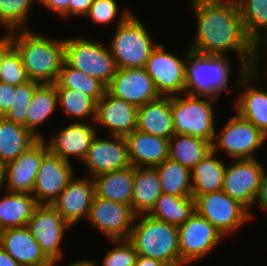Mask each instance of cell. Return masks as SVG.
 I'll use <instances>...</instances> for the list:
<instances>
[{
	"mask_svg": "<svg viewBox=\"0 0 267 266\" xmlns=\"http://www.w3.org/2000/svg\"><path fill=\"white\" fill-rule=\"evenodd\" d=\"M197 23L190 50L201 54L226 56L235 52L240 66L250 69L254 42L246 35L237 1H196L190 3Z\"/></svg>",
	"mask_w": 267,
	"mask_h": 266,
	"instance_id": "cell-1",
	"label": "cell"
},
{
	"mask_svg": "<svg viewBox=\"0 0 267 266\" xmlns=\"http://www.w3.org/2000/svg\"><path fill=\"white\" fill-rule=\"evenodd\" d=\"M12 41L29 80L56 83L64 61V39L44 37L25 29L12 31Z\"/></svg>",
	"mask_w": 267,
	"mask_h": 266,
	"instance_id": "cell-2",
	"label": "cell"
},
{
	"mask_svg": "<svg viewBox=\"0 0 267 266\" xmlns=\"http://www.w3.org/2000/svg\"><path fill=\"white\" fill-rule=\"evenodd\" d=\"M134 222L128 240L138 255L159 260L168 266H181L178 226L148 214L137 215Z\"/></svg>",
	"mask_w": 267,
	"mask_h": 266,
	"instance_id": "cell-3",
	"label": "cell"
},
{
	"mask_svg": "<svg viewBox=\"0 0 267 266\" xmlns=\"http://www.w3.org/2000/svg\"><path fill=\"white\" fill-rule=\"evenodd\" d=\"M123 12V13H122ZM115 28L111 42L107 43L118 69L145 68L151 51L157 46L145 25L125 9Z\"/></svg>",
	"mask_w": 267,
	"mask_h": 266,
	"instance_id": "cell-4",
	"label": "cell"
},
{
	"mask_svg": "<svg viewBox=\"0 0 267 266\" xmlns=\"http://www.w3.org/2000/svg\"><path fill=\"white\" fill-rule=\"evenodd\" d=\"M190 50L186 58L185 93L219 99L228 92L231 59Z\"/></svg>",
	"mask_w": 267,
	"mask_h": 266,
	"instance_id": "cell-5",
	"label": "cell"
},
{
	"mask_svg": "<svg viewBox=\"0 0 267 266\" xmlns=\"http://www.w3.org/2000/svg\"><path fill=\"white\" fill-rule=\"evenodd\" d=\"M209 96H171V110L175 134L191 135L213 143L216 125L214 102Z\"/></svg>",
	"mask_w": 267,
	"mask_h": 266,
	"instance_id": "cell-6",
	"label": "cell"
},
{
	"mask_svg": "<svg viewBox=\"0 0 267 266\" xmlns=\"http://www.w3.org/2000/svg\"><path fill=\"white\" fill-rule=\"evenodd\" d=\"M106 45H100L85 37L64 38V61L86 75L99 79L107 86L118 68L108 44Z\"/></svg>",
	"mask_w": 267,
	"mask_h": 266,
	"instance_id": "cell-7",
	"label": "cell"
},
{
	"mask_svg": "<svg viewBox=\"0 0 267 266\" xmlns=\"http://www.w3.org/2000/svg\"><path fill=\"white\" fill-rule=\"evenodd\" d=\"M263 51L264 49L262 51L261 49L253 50L252 63L249 70L244 66L239 68V78H237L239 81L235 86L241 91L237 96L238 99L235 100L234 111L250 121L267 136V91L264 90V87L255 86L261 80L259 66ZM252 83H254V86Z\"/></svg>",
	"mask_w": 267,
	"mask_h": 266,
	"instance_id": "cell-8",
	"label": "cell"
},
{
	"mask_svg": "<svg viewBox=\"0 0 267 266\" xmlns=\"http://www.w3.org/2000/svg\"><path fill=\"white\" fill-rule=\"evenodd\" d=\"M266 140L267 136L261 130L236 112L220 132L216 129L212 150L216 153L221 149L231 160L254 159L257 157L255 151Z\"/></svg>",
	"mask_w": 267,
	"mask_h": 266,
	"instance_id": "cell-9",
	"label": "cell"
},
{
	"mask_svg": "<svg viewBox=\"0 0 267 266\" xmlns=\"http://www.w3.org/2000/svg\"><path fill=\"white\" fill-rule=\"evenodd\" d=\"M195 210L224 237L251 220L250 212L222 190L197 196Z\"/></svg>",
	"mask_w": 267,
	"mask_h": 266,
	"instance_id": "cell-10",
	"label": "cell"
},
{
	"mask_svg": "<svg viewBox=\"0 0 267 266\" xmlns=\"http://www.w3.org/2000/svg\"><path fill=\"white\" fill-rule=\"evenodd\" d=\"M222 238L224 236L213 224L195 212L178 226L181 266L205 258L223 241Z\"/></svg>",
	"mask_w": 267,
	"mask_h": 266,
	"instance_id": "cell-11",
	"label": "cell"
},
{
	"mask_svg": "<svg viewBox=\"0 0 267 266\" xmlns=\"http://www.w3.org/2000/svg\"><path fill=\"white\" fill-rule=\"evenodd\" d=\"M33 238L38 242L44 255L56 266L63 257L61 242L71 226L50 204H39L28 221Z\"/></svg>",
	"mask_w": 267,
	"mask_h": 266,
	"instance_id": "cell-12",
	"label": "cell"
},
{
	"mask_svg": "<svg viewBox=\"0 0 267 266\" xmlns=\"http://www.w3.org/2000/svg\"><path fill=\"white\" fill-rule=\"evenodd\" d=\"M189 52L190 49L186 50L181 59L176 54L167 53L161 43L151 51L145 70L161 96L185 93L186 58Z\"/></svg>",
	"mask_w": 267,
	"mask_h": 266,
	"instance_id": "cell-13",
	"label": "cell"
},
{
	"mask_svg": "<svg viewBox=\"0 0 267 266\" xmlns=\"http://www.w3.org/2000/svg\"><path fill=\"white\" fill-rule=\"evenodd\" d=\"M257 158L232 160L224 175L222 191L242 204L249 212L255 206L265 167Z\"/></svg>",
	"mask_w": 267,
	"mask_h": 266,
	"instance_id": "cell-14",
	"label": "cell"
},
{
	"mask_svg": "<svg viewBox=\"0 0 267 266\" xmlns=\"http://www.w3.org/2000/svg\"><path fill=\"white\" fill-rule=\"evenodd\" d=\"M136 215L131 206L94 196L87 221L108 240L128 239Z\"/></svg>",
	"mask_w": 267,
	"mask_h": 266,
	"instance_id": "cell-15",
	"label": "cell"
},
{
	"mask_svg": "<svg viewBox=\"0 0 267 266\" xmlns=\"http://www.w3.org/2000/svg\"><path fill=\"white\" fill-rule=\"evenodd\" d=\"M83 164L89 177H96L107 172L122 170L131 166L127 142L124 136L100 138L98 133L93 138Z\"/></svg>",
	"mask_w": 267,
	"mask_h": 266,
	"instance_id": "cell-16",
	"label": "cell"
},
{
	"mask_svg": "<svg viewBox=\"0 0 267 266\" xmlns=\"http://www.w3.org/2000/svg\"><path fill=\"white\" fill-rule=\"evenodd\" d=\"M75 177L71 162L48 152L42 159L32 191L38 204H52Z\"/></svg>",
	"mask_w": 267,
	"mask_h": 266,
	"instance_id": "cell-17",
	"label": "cell"
},
{
	"mask_svg": "<svg viewBox=\"0 0 267 266\" xmlns=\"http://www.w3.org/2000/svg\"><path fill=\"white\" fill-rule=\"evenodd\" d=\"M106 91L137 107L161 96L145 68L118 69Z\"/></svg>",
	"mask_w": 267,
	"mask_h": 266,
	"instance_id": "cell-18",
	"label": "cell"
},
{
	"mask_svg": "<svg viewBox=\"0 0 267 266\" xmlns=\"http://www.w3.org/2000/svg\"><path fill=\"white\" fill-rule=\"evenodd\" d=\"M49 152L44 139H38L25 152L6 164V191L32 194L43 157Z\"/></svg>",
	"mask_w": 267,
	"mask_h": 266,
	"instance_id": "cell-19",
	"label": "cell"
},
{
	"mask_svg": "<svg viewBox=\"0 0 267 266\" xmlns=\"http://www.w3.org/2000/svg\"><path fill=\"white\" fill-rule=\"evenodd\" d=\"M94 196L93 178L75 176L51 205L73 227L83 218L87 220Z\"/></svg>",
	"mask_w": 267,
	"mask_h": 266,
	"instance_id": "cell-20",
	"label": "cell"
},
{
	"mask_svg": "<svg viewBox=\"0 0 267 266\" xmlns=\"http://www.w3.org/2000/svg\"><path fill=\"white\" fill-rule=\"evenodd\" d=\"M138 107L110 95L107 91L97 102L95 126H102L109 136H126L137 128Z\"/></svg>",
	"mask_w": 267,
	"mask_h": 266,
	"instance_id": "cell-21",
	"label": "cell"
},
{
	"mask_svg": "<svg viewBox=\"0 0 267 266\" xmlns=\"http://www.w3.org/2000/svg\"><path fill=\"white\" fill-rule=\"evenodd\" d=\"M98 129L88 122L74 121L72 124L62 127L57 134H53L45 142L50 153L59 156L61 159L70 162V157L81 160L85 158L93 138Z\"/></svg>",
	"mask_w": 267,
	"mask_h": 266,
	"instance_id": "cell-22",
	"label": "cell"
},
{
	"mask_svg": "<svg viewBox=\"0 0 267 266\" xmlns=\"http://www.w3.org/2000/svg\"><path fill=\"white\" fill-rule=\"evenodd\" d=\"M0 246L21 266H50L52 263L27 226L1 231Z\"/></svg>",
	"mask_w": 267,
	"mask_h": 266,
	"instance_id": "cell-23",
	"label": "cell"
},
{
	"mask_svg": "<svg viewBox=\"0 0 267 266\" xmlns=\"http://www.w3.org/2000/svg\"><path fill=\"white\" fill-rule=\"evenodd\" d=\"M133 167H155L169 158V139L141 131L125 136Z\"/></svg>",
	"mask_w": 267,
	"mask_h": 266,
	"instance_id": "cell-24",
	"label": "cell"
},
{
	"mask_svg": "<svg viewBox=\"0 0 267 266\" xmlns=\"http://www.w3.org/2000/svg\"><path fill=\"white\" fill-rule=\"evenodd\" d=\"M136 130L170 139L175 134L171 96H160L138 107Z\"/></svg>",
	"mask_w": 267,
	"mask_h": 266,
	"instance_id": "cell-25",
	"label": "cell"
},
{
	"mask_svg": "<svg viewBox=\"0 0 267 266\" xmlns=\"http://www.w3.org/2000/svg\"><path fill=\"white\" fill-rule=\"evenodd\" d=\"M95 196L131 206L134 167L107 172L93 178Z\"/></svg>",
	"mask_w": 267,
	"mask_h": 266,
	"instance_id": "cell-26",
	"label": "cell"
},
{
	"mask_svg": "<svg viewBox=\"0 0 267 266\" xmlns=\"http://www.w3.org/2000/svg\"><path fill=\"white\" fill-rule=\"evenodd\" d=\"M162 194L155 167H134V185L131 208L134 214H149Z\"/></svg>",
	"mask_w": 267,
	"mask_h": 266,
	"instance_id": "cell-27",
	"label": "cell"
},
{
	"mask_svg": "<svg viewBox=\"0 0 267 266\" xmlns=\"http://www.w3.org/2000/svg\"><path fill=\"white\" fill-rule=\"evenodd\" d=\"M212 150L191 169L192 197L221 191L226 165Z\"/></svg>",
	"mask_w": 267,
	"mask_h": 266,
	"instance_id": "cell-28",
	"label": "cell"
},
{
	"mask_svg": "<svg viewBox=\"0 0 267 266\" xmlns=\"http://www.w3.org/2000/svg\"><path fill=\"white\" fill-rule=\"evenodd\" d=\"M39 204L32 194L6 192L0 196V232L25 227Z\"/></svg>",
	"mask_w": 267,
	"mask_h": 266,
	"instance_id": "cell-29",
	"label": "cell"
},
{
	"mask_svg": "<svg viewBox=\"0 0 267 266\" xmlns=\"http://www.w3.org/2000/svg\"><path fill=\"white\" fill-rule=\"evenodd\" d=\"M57 106L59 105L55 84L41 83L32 95L26 116V128L38 139H45L38 131L39 127L53 115Z\"/></svg>",
	"mask_w": 267,
	"mask_h": 266,
	"instance_id": "cell-30",
	"label": "cell"
},
{
	"mask_svg": "<svg viewBox=\"0 0 267 266\" xmlns=\"http://www.w3.org/2000/svg\"><path fill=\"white\" fill-rule=\"evenodd\" d=\"M38 140L25 126L0 117V161L16 159Z\"/></svg>",
	"mask_w": 267,
	"mask_h": 266,
	"instance_id": "cell-31",
	"label": "cell"
},
{
	"mask_svg": "<svg viewBox=\"0 0 267 266\" xmlns=\"http://www.w3.org/2000/svg\"><path fill=\"white\" fill-rule=\"evenodd\" d=\"M211 151L212 143L198 137L173 134L169 139V158L190 170Z\"/></svg>",
	"mask_w": 267,
	"mask_h": 266,
	"instance_id": "cell-32",
	"label": "cell"
},
{
	"mask_svg": "<svg viewBox=\"0 0 267 266\" xmlns=\"http://www.w3.org/2000/svg\"><path fill=\"white\" fill-rule=\"evenodd\" d=\"M162 193L192 197L191 170L170 158L155 166Z\"/></svg>",
	"mask_w": 267,
	"mask_h": 266,
	"instance_id": "cell-33",
	"label": "cell"
},
{
	"mask_svg": "<svg viewBox=\"0 0 267 266\" xmlns=\"http://www.w3.org/2000/svg\"><path fill=\"white\" fill-rule=\"evenodd\" d=\"M195 212L193 197H177L162 193L148 215L168 224L180 226Z\"/></svg>",
	"mask_w": 267,
	"mask_h": 266,
	"instance_id": "cell-34",
	"label": "cell"
},
{
	"mask_svg": "<svg viewBox=\"0 0 267 266\" xmlns=\"http://www.w3.org/2000/svg\"><path fill=\"white\" fill-rule=\"evenodd\" d=\"M56 91L58 105L61 106L64 113L71 117L72 121L76 122V118H79L80 122L87 118L92 119L91 122L95 121L97 101L92 96L77 89L56 88Z\"/></svg>",
	"mask_w": 267,
	"mask_h": 266,
	"instance_id": "cell-35",
	"label": "cell"
},
{
	"mask_svg": "<svg viewBox=\"0 0 267 266\" xmlns=\"http://www.w3.org/2000/svg\"><path fill=\"white\" fill-rule=\"evenodd\" d=\"M56 88H68L82 91L92 96L97 102L104 96L107 86L99 79L88 76L63 61L59 71Z\"/></svg>",
	"mask_w": 267,
	"mask_h": 266,
	"instance_id": "cell-36",
	"label": "cell"
},
{
	"mask_svg": "<svg viewBox=\"0 0 267 266\" xmlns=\"http://www.w3.org/2000/svg\"><path fill=\"white\" fill-rule=\"evenodd\" d=\"M237 3L246 35L253 42L267 38V0H237Z\"/></svg>",
	"mask_w": 267,
	"mask_h": 266,
	"instance_id": "cell-37",
	"label": "cell"
},
{
	"mask_svg": "<svg viewBox=\"0 0 267 266\" xmlns=\"http://www.w3.org/2000/svg\"><path fill=\"white\" fill-rule=\"evenodd\" d=\"M37 0H0V25L11 32L25 30L32 5Z\"/></svg>",
	"mask_w": 267,
	"mask_h": 266,
	"instance_id": "cell-38",
	"label": "cell"
},
{
	"mask_svg": "<svg viewBox=\"0 0 267 266\" xmlns=\"http://www.w3.org/2000/svg\"><path fill=\"white\" fill-rule=\"evenodd\" d=\"M41 83L28 80L25 83L15 86V94L13 104L8 112L3 116L9 121L26 127V116L28 112L29 103L35 89Z\"/></svg>",
	"mask_w": 267,
	"mask_h": 266,
	"instance_id": "cell-39",
	"label": "cell"
},
{
	"mask_svg": "<svg viewBox=\"0 0 267 266\" xmlns=\"http://www.w3.org/2000/svg\"><path fill=\"white\" fill-rule=\"evenodd\" d=\"M28 80L20 53L13 47L5 55L0 66V81L16 86Z\"/></svg>",
	"mask_w": 267,
	"mask_h": 266,
	"instance_id": "cell-40",
	"label": "cell"
},
{
	"mask_svg": "<svg viewBox=\"0 0 267 266\" xmlns=\"http://www.w3.org/2000/svg\"><path fill=\"white\" fill-rule=\"evenodd\" d=\"M115 247L107 251L102 266H134L138 253L128 239L109 240Z\"/></svg>",
	"mask_w": 267,
	"mask_h": 266,
	"instance_id": "cell-41",
	"label": "cell"
},
{
	"mask_svg": "<svg viewBox=\"0 0 267 266\" xmlns=\"http://www.w3.org/2000/svg\"><path fill=\"white\" fill-rule=\"evenodd\" d=\"M118 1L116 0H93L86 17L100 25H110L119 13Z\"/></svg>",
	"mask_w": 267,
	"mask_h": 266,
	"instance_id": "cell-42",
	"label": "cell"
},
{
	"mask_svg": "<svg viewBox=\"0 0 267 266\" xmlns=\"http://www.w3.org/2000/svg\"><path fill=\"white\" fill-rule=\"evenodd\" d=\"M15 86L0 81V117H3L13 104Z\"/></svg>",
	"mask_w": 267,
	"mask_h": 266,
	"instance_id": "cell-43",
	"label": "cell"
},
{
	"mask_svg": "<svg viewBox=\"0 0 267 266\" xmlns=\"http://www.w3.org/2000/svg\"><path fill=\"white\" fill-rule=\"evenodd\" d=\"M37 3L55 12L60 18L68 19L69 0H37Z\"/></svg>",
	"mask_w": 267,
	"mask_h": 266,
	"instance_id": "cell-44",
	"label": "cell"
},
{
	"mask_svg": "<svg viewBox=\"0 0 267 266\" xmlns=\"http://www.w3.org/2000/svg\"><path fill=\"white\" fill-rule=\"evenodd\" d=\"M93 0H69L68 17H85Z\"/></svg>",
	"mask_w": 267,
	"mask_h": 266,
	"instance_id": "cell-45",
	"label": "cell"
},
{
	"mask_svg": "<svg viewBox=\"0 0 267 266\" xmlns=\"http://www.w3.org/2000/svg\"><path fill=\"white\" fill-rule=\"evenodd\" d=\"M267 170L266 168L264 169L263 175H262V180H261V185L260 189L258 192V195L256 197V203H259L258 206L266 213H267Z\"/></svg>",
	"mask_w": 267,
	"mask_h": 266,
	"instance_id": "cell-46",
	"label": "cell"
},
{
	"mask_svg": "<svg viewBox=\"0 0 267 266\" xmlns=\"http://www.w3.org/2000/svg\"><path fill=\"white\" fill-rule=\"evenodd\" d=\"M12 31L7 32L5 36L0 37V66L5 55L13 48Z\"/></svg>",
	"mask_w": 267,
	"mask_h": 266,
	"instance_id": "cell-47",
	"label": "cell"
},
{
	"mask_svg": "<svg viewBox=\"0 0 267 266\" xmlns=\"http://www.w3.org/2000/svg\"><path fill=\"white\" fill-rule=\"evenodd\" d=\"M134 266H168V265L159 260L138 255Z\"/></svg>",
	"mask_w": 267,
	"mask_h": 266,
	"instance_id": "cell-48",
	"label": "cell"
},
{
	"mask_svg": "<svg viewBox=\"0 0 267 266\" xmlns=\"http://www.w3.org/2000/svg\"><path fill=\"white\" fill-rule=\"evenodd\" d=\"M0 266H21L0 246Z\"/></svg>",
	"mask_w": 267,
	"mask_h": 266,
	"instance_id": "cell-49",
	"label": "cell"
},
{
	"mask_svg": "<svg viewBox=\"0 0 267 266\" xmlns=\"http://www.w3.org/2000/svg\"><path fill=\"white\" fill-rule=\"evenodd\" d=\"M4 185H6V163L0 161V192L2 188H6Z\"/></svg>",
	"mask_w": 267,
	"mask_h": 266,
	"instance_id": "cell-50",
	"label": "cell"
},
{
	"mask_svg": "<svg viewBox=\"0 0 267 266\" xmlns=\"http://www.w3.org/2000/svg\"><path fill=\"white\" fill-rule=\"evenodd\" d=\"M96 262L95 260H85V259H82V260H78V261H75V262H71L69 263V265H66V266H96Z\"/></svg>",
	"mask_w": 267,
	"mask_h": 266,
	"instance_id": "cell-51",
	"label": "cell"
},
{
	"mask_svg": "<svg viewBox=\"0 0 267 266\" xmlns=\"http://www.w3.org/2000/svg\"><path fill=\"white\" fill-rule=\"evenodd\" d=\"M263 46V47H260V46ZM263 49V48H265V51L267 52V38H263V39H260V40H258V41H256V42H254V47H253V50H259V49ZM266 90H267V86H266Z\"/></svg>",
	"mask_w": 267,
	"mask_h": 266,
	"instance_id": "cell-52",
	"label": "cell"
},
{
	"mask_svg": "<svg viewBox=\"0 0 267 266\" xmlns=\"http://www.w3.org/2000/svg\"><path fill=\"white\" fill-rule=\"evenodd\" d=\"M191 2H196V1H212V0H190ZM213 1H217V0H213ZM232 1H237V0H232Z\"/></svg>",
	"mask_w": 267,
	"mask_h": 266,
	"instance_id": "cell-53",
	"label": "cell"
}]
</instances>
